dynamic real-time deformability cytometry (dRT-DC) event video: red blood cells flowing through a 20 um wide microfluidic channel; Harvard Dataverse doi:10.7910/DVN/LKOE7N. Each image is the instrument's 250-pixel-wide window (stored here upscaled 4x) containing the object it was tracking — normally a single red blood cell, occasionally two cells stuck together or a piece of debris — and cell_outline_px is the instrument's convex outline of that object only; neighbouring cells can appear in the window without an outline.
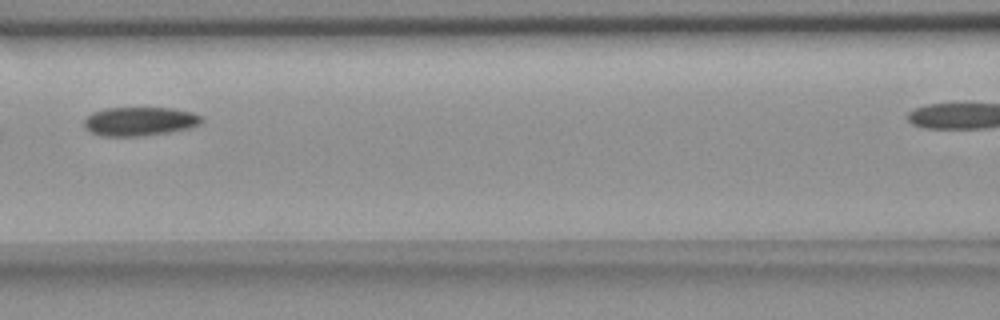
{"species": "common noctule bat (a hibernating species)", "species_latin": "Nyctalus noctula", "temperature_condition": "room temperature", "stored_images_in_passage": 6, "segment_of_instrument_passage": [1, 2], "camera_frame_rate_fps": 3000, "um_per_image_px": 0.085, "animal": {"sex": "female", "body_mass_g": 18.4}, "frame": {"image": 1, "passage_image": 5, "time_ms": 5.333, "image_size_px": [1000, 320], "cell_outline_px": [[204, 120], [200, 124], [188, 128], [168, 132], [144, 136], [104, 136], [92, 132], [84, 128], [84, 120], [92, 112], [108, 108], [172, 108], [192, 112], [200, 116]], "centroid_in_image_um": [11.87, 10.31], "position_along_channel_um": 154.7, "area_um2": 19.65}}